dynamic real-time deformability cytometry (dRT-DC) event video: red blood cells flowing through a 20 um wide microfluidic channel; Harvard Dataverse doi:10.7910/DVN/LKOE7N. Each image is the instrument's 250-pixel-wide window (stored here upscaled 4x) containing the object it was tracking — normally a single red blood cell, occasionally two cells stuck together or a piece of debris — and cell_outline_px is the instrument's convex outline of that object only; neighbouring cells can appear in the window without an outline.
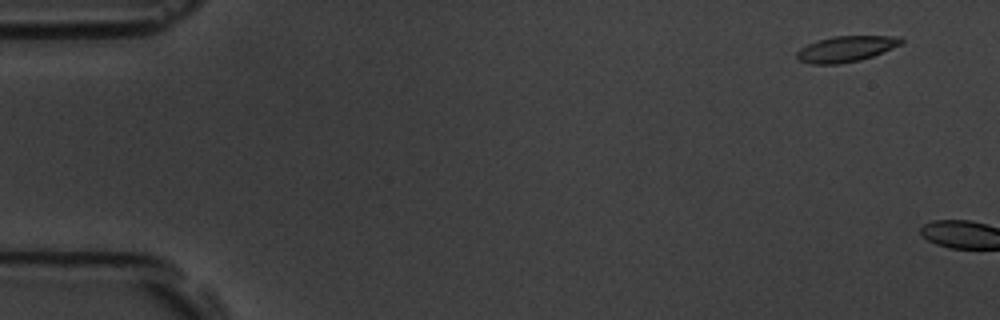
{"species": "common noctule bat (a hibernating species)", "species_latin": "Nyctalus noctula", "temperature_condition": "room temperature", "stored_images_in_passage": 2, "camera_frame_rate_fps": 3000, "um_per_image_px": 0.085, "animal": {"sex": "male", "body_mass_g": 19.5, "forearm_length_mm": 54.6}, "frame": {"image": 1, "passage_image": 1, "time_ms": 0.0, "image_size_px": [1000, 320], "cell_outline_px": [[904, 40], [900, 44], [872, 56], [860, 60], [840, 64], [812, 64], [800, 60], [796, 56], [796, 52], [800, 48], [808, 44], [832, 36], [900, 36]], "centroid_in_image_um": [71.89, 4.15], "position_along_channel_um": 13.1, "area_um2": 15.49}}